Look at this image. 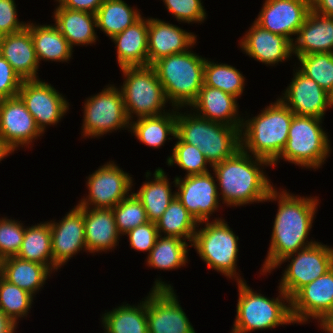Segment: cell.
<instances>
[{"mask_svg": "<svg viewBox=\"0 0 333 333\" xmlns=\"http://www.w3.org/2000/svg\"><path fill=\"white\" fill-rule=\"evenodd\" d=\"M318 197L299 195L273 188L265 202H278L269 250L260 274L269 273L284 257L296 253L317 241H308L314 216L318 211Z\"/></svg>", "mask_w": 333, "mask_h": 333, "instance_id": "1", "label": "cell"}, {"mask_svg": "<svg viewBox=\"0 0 333 333\" xmlns=\"http://www.w3.org/2000/svg\"><path fill=\"white\" fill-rule=\"evenodd\" d=\"M253 157V158H252ZM255 159V160H253ZM263 166V168H262ZM272 164L246 153L241 148L231 157L212 166L217 180L220 199L232 207L265 202L275 187L261 169ZM261 167V168H260Z\"/></svg>", "mask_w": 333, "mask_h": 333, "instance_id": "2", "label": "cell"}, {"mask_svg": "<svg viewBox=\"0 0 333 333\" xmlns=\"http://www.w3.org/2000/svg\"><path fill=\"white\" fill-rule=\"evenodd\" d=\"M294 113L278 98L257 116L242 121L240 148L271 164L282 153Z\"/></svg>", "mask_w": 333, "mask_h": 333, "instance_id": "3", "label": "cell"}, {"mask_svg": "<svg viewBox=\"0 0 333 333\" xmlns=\"http://www.w3.org/2000/svg\"><path fill=\"white\" fill-rule=\"evenodd\" d=\"M179 109L176 108V135L184 143L196 146L210 167L240 149V130L237 127L209 121L194 112L188 113V110L183 114Z\"/></svg>", "mask_w": 333, "mask_h": 333, "instance_id": "4", "label": "cell"}, {"mask_svg": "<svg viewBox=\"0 0 333 333\" xmlns=\"http://www.w3.org/2000/svg\"><path fill=\"white\" fill-rule=\"evenodd\" d=\"M206 58L190 50L155 61V69L168 103L173 108H187L196 99L204 84Z\"/></svg>", "mask_w": 333, "mask_h": 333, "instance_id": "5", "label": "cell"}, {"mask_svg": "<svg viewBox=\"0 0 333 333\" xmlns=\"http://www.w3.org/2000/svg\"><path fill=\"white\" fill-rule=\"evenodd\" d=\"M237 285V313L231 333H248L295 324L291 314L290 298L282 289H278V297L268 298L254 292L246 281H239Z\"/></svg>", "mask_w": 333, "mask_h": 333, "instance_id": "6", "label": "cell"}, {"mask_svg": "<svg viewBox=\"0 0 333 333\" xmlns=\"http://www.w3.org/2000/svg\"><path fill=\"white\" fill-rule=\"evenodd\" d=\"M322 120L294 114L286 145L272 166L275 167L283 159L302 168L322 167L331 152L330 140L322 129Z\"/></svg>", "mask_w": 333, "mask_h": 333, "instance_id": "7", "label": "cell"}, {"mask_svg": "<svg viewBox=\"0 0 333 333\" xmlns=\"http://www.w3.org/2000/svg\"><path fill=\"white\" fill-rule=\"evenodd\" d=\"M204 223V227L196 230L190 247L195 248L209 269H214L227 278L235 279L236 282L245 281L236 272L239 237L222 218L198 224Z\"/></svg>", "mask_w": 333, "mask_h": 333, "instance_id": "8", "label": "cell"}, {"mask_svg": "<svg viewBox=\"0 0 333 333\" xmlns=\"http://www.w3.org/2000/svg\"><path fill=\"white\" fill-rule=\"evenodd\" d=\"M120 69L124 76L120 90L130 122L133 121L135 114L134 117L140 118L166 113L164 108L168 101L156 71L151 65Z\"/></svg>", "mask_w": 333, "mask_h": 333, "instance_id": "9", "label": "cell"}, {"mask_svg": "<svg viewBox=\"0 0 333 333\" xmlns=\"http://www.w3.org/2000/svg\"><path fill=\"white\" fill-rule=\"evenodd\" d=\"M82 136L102 137L117 130L130 129V121L124 107L120 88L110 84L96 95L88 97L84 103Z\"/></svg>", "mask_w": 333, "mask_h": 333, "instance_id": "10", "label": "cell"}, {"mask_svg": "<svg viewBox=\"0 0 333 333\" xmlns=\"http://www.w3.org/2000/svg\"><path fill=\"white\" fill-rule=\"evenodd\" d=\"M284 262H290V264L284 270L278 288L291 298L300 288L324 275L333 267V247L317 241L309 247L284 257L269 273Z\"/></svg>", "mask_w": 333, "mask_h": 333, "instance_id": "11", "label": "cell"}, {"mask_svg": "<svg viewBox=\"0 0 333 333\" xmlns=\"http://www.w3.org/2000/svg\"><path fill=\"white\" fill-rule=\"evenodd\" d=\"M147 296L148 333H196L171 284L160 278Z\"/></svg>", "mask_w": 333, "mask_h": 333, "instance_id": "12", "label": "cell"}, {"mask_svg": "<svg viewBox=\"0 0 333 333\" xmlns=\"http://www.w3.org/2000/svg\"><path fill=\"white\" fill-rule=\"evenodd\" d=\"M88 196L77 204L79 207L112 209L132 193L133 178L113 161L100 166L87 178Z\"/></svg>", "mask_w": 333, "mask_h": 333, "instance_id": "13", "label": "cell"}, {"mask_svg": "<svg viewBox=\"0 0 333 333\" xmlns=\"http://www.w3.org/2000/svg\"><path fill=\"white\" fill-rule=\"evenodd\" d=\"M18 96L42 133L48 125H57L69 109L66 98L51 84L40 79L23 80Z\"/></svg>", "mask_w": 333, "mask_h": 333, "instance_id": "14", "label": "cell"}, {"mask_svg": "<svg viewBox=\"0 0 333 333\" xmlns=\"http://www.w3.org/2000/svg\"><path fill=\"white\" fill-rule=\"evenodd\" d=\"M214 178L210 172L174 178V187L178 188L176 198L198 223L209 221L219 205L221 207L217 180Z\"/></svg>", "mask_w": 333, "mask_h": 333, "instance_id": "15", "label": "cell"}, {"mask_svg": "<svg viewBox=\"0 0 333 333\" xmlns=\"http://www.w3.org/2000/svg\"><path fill=\"white\" fill-rule=\"evenodd\" d=\"M294 323H308L316 319L321 323L333 313V267L311 283L300 288L291 298Z\"/></svg>", "mask_w": 333, "mask_h": 333, "instance_id": "16", "label": "cell"}, {"mask_svg": "<svg viewBox=\"0 0 333 333\" xmlns=\"http://www.w3.org/2000/svg\"><path fill=\"white\" fill-rule=\"evenodd\" d=\"M295 70L292 81L282 93L284 96L279 99L295 115L323 119L326 110L333 107V96L298 68Z\"/></svg>", "mask_w": 333, "mask_h": 333, "instance_id": "17", "label": "cell"}, {"mask_svg": "<svg viewBox=\"0 0 333 333\" xmlns=\"http://www.w3.org/2000/svg\"><path fill=\"white\" fill-rule=\"evenodd\" d=\"M0 136L13 151L43 136L19 96L0 100Z\"/></svg>", "mask_w": 333, "mask_h": 333, "instance_id": "18", "label": "cell"}, {"mask_svg": "<svg viewBox=\"0 0 333 333\" xmlns=\"http://www.w3.org/2000/svg\"><path fill=\"white\" fill-rule=\"evenodd\" d=\"M53 271L65 265L80 251L86 250L83 207L74 206L59 222L49 221ZM85 249V250H84Z\"/></svg>", "mask_w": 333, "mask_h": 333, "instance_id": "19", "label": "cell"}, {"mask_svg": "<svg viewBox=\"0 0 333 333\" xmlns=\"http://www.w3.org/2000/svg\"><path fill=\"white\" fill-rule=\"evenodd\" d=\"M310 10V0H265L255 22L293 43Z\"/></svg>", "mask_w": 333, "mask_h": 333, "instance_id": "20", "label": "cell"}, {"mask_svg": "<svg viewBox=\"0 0 333 333\" xmlns=\"http://www.w3.org/2000/svg\"><path fill=\"white\" fill-rule=\"evenodd\" d=\"M197 35L161 19L148 18V66L158 59L194 47Z\"/></svg>", "mask_w": 333, "mask_h": 333, "instance_id": "21", "label": "cell"}, {"mask_svg": "<svg viewBox=\"0 0 333 333\" xmlns=\"http://www.w3.org/2000/svg\"><path fill=\"white\" fill-rule=\"evenodd\" d=\"M239 42L240 49L249 57L269 66L288 60L292 55V43L283 35L272 33L255 21Z\"/></svg>", "mask_w": 333, "mask_h": 333, "instance_id": "22", "label": "cell"}, {"mask_svg": "<svg viewBox=\"0 0 333 333\" xmlns=\"http://www.w3.org/2000/svg\"><path fill=\"white\" fill-rule=\"evenodd\" d=\"M237 99L220 89L203 84L189 108L209 121L237 127L241 130L243 118L238 115Z\"/></svg>", "mask_w": 333, "mask_h": 333, "instance_id": "23", "label": "cell"}, {"mask_svg": "<svg viewBox=\"0 0 333 333\" xmlns=\"http://www.w3.org/2000/svg\"><path fill=\"white\" fill-rule=\"evenodd\" d=\"M292 43L296 57L314 53H333V17L308 13Z\"/></svg>", "mask_w": 333, "mask_h": 333, "instance_id": "24", "label": "cell"}, {"mask_svg": "<svg viewBox=\"0 0 333 333\" xmlns=\"http://www.w3.org/2000/svg\"><path fill=\"white\" fill-rule=\"evenodd\" d=\"M83 220L87 252H107L119 244L121 234L112 209L83 207Z\"/></svg>", "mask_w": 333, "mask_h": 333, "instance_id": "25", "label": "cell"}, {"mask_svg": "<svg viewBox=\"0 0 333 333\" xmlns=\"http://www.w3.org/2000/svg\"><path fill=\"white\" fill-rule=\"evenodd\" d=\"M1 56L22 80L39 79L37 71L40 64L27 26L19 32L2 37Z\"/></svg>", "mask_w": 333, "mask_h": 333, "instance_id": "26", "label": "cell"}, {"mask_svg": "<svg viewBox=\"0 0 333 333\" xmlns=\"http://www.w3.org/2000/svg\"><path fill=\"white\" fill-rule=\"evenodd\" d=\"M148 18L140 17L111 38L116 46L119 68L148 66Z\"/></svg>", "mask_w": 333, "mask_h": 333, "instance_id": "27", "label": "cell"}, {"mask_svg": "<svg viewBox=\"0 0 333 333\" xmlns=\"http://www.w3.org/2000/svg\"><path fill=\"white\" fill-rule=\"evenodd\" d=\"M56 7L52 18L72 48L75 45H95L98 39L95 32V28H97L96 14L70 10L60 4Z\"/></svg>", "mask_w": 333, "mask_h": 333, "instance_id": "28", "label": "cell"}, {"mask_svg": "<svg viewBox=\"0 0 333 333\" xmlns=\"http://www.w3.org/2000/svg\"><path fill=\"white\" fill-rule=\"evenodd\" d=\"M52 271L40 263L27 261L17 256L0 261V275L8 282L26 290L35 297Z\"/></svg>", "mask_w": 333, "mask_h": 333, "instance_id": "29", "label": "cell"}, {"mask_svg": "<svg viewBox=\"0 0 333 333\" xmlns=\"http://www.w3.org/2000/svg\"><path fill=\"white\" fill-rule=\"evenodd\" d=\"M27 27L30 29L39 63L41 60L63 63L71 59L73 48L54 23L36 25L28 22Z\"/></svg>", "mask_w": 333, "mask_h": 333, "instance_id": "30", "label": "cell"}, {"mask_svg": "<svg viewBox=\"0 0 333 333\" xmlns=\"http://www.w3.org/2000/svg\"><path fill=\"white\" fill-rule=\"evenodd\" d=\"M153 178L145 181L139 190L133 193L144 206L148 220L156 223L176 196V192H171V184L162 168L155 170Z\"/></svg>", "mask_w": 333, "mask_h": 333, "instance_id": "31", "label": "cell"}, {"mask_svg": "<svg viewBox=\"0 0 333 333\" xmlns=\"http://www.w3.org/2000/svg\"><path fill=\"white\" fill-rule=\"evenodd\" d=\"M168 111L158 116L137 118L136 121L130 122L128 131L133 133L139 142L154 149L159 148L165 144L166 140L176 136V108L171 112ZM170 135L173 137L170 138Z\"/></svg>", "mask_w": 333, "mask_h": 333, "instance_id": "32", "label": "cell"}, {"mask_svg": "<svg viewBox=\"0 0 333 333\" xmlns=\"http://www.w3.org/2000/svg\"><path fill=\"white\" fill-rule=\"evenodd\" d=\"M137 306L123 304L102 314L104 333H148L147 297Z\"/></svg>", "mask_w": 333, "mask_h": 333, "instance_id": "33", "label": "cell"}, {"mask_svg": "<svg viewBox=\"0 0 333 333\" xmlns=\"http://www.w3.org/2000/svg\"><path fill=\"white\" fill-rule=\"evenodd\" d=\"M17 257L46 265L53 272L51 230L48 221L25 228L22 246Z\"/></svg>", "mask_w": 333, "mask_h": 333, "instance_id": "34", "label": "cell"}, {"mask_svg": "<svg viewBox=\"0 0 333 333\" xmlns=\"http://www.w3.org/2000/svg\"><path fill=\"white\" fill-rule=\"evenodd\" d=\"M189 246L186 240L159 235L147 256L146 264L163 271L181 268L188 263Z\"/></svg>", "mask_w": 333, "mask_h": 333, "instance_id": "35", "label": "cell"}, {"mask_svg": "<svg viewBox=\"0 0 333 333\" xmlns=\"http://www.w3.org/2000/svg\"><path fill=\"white\" fill-rule=\"evenodd\" d=\"M140 17V11L130 7L123 0H104L96 13L97 29L99 28L111 39L130 27Z\"/></svg>", "mask_w": 333, "mask_h": 333, "instance_id": "36", "label": "cell"}, {"mask_svg": "<svg viewBox=\"0 0 333 333\" xmlns=\"http://www.w3.org/2000/svg\"><path fill=\"white\" fill-rule=\"evenodd\" d=\"M156 226L159 235L163 236L164 234V236L188 240L191 245L194 234L200 225L175 196L156 222Z\"/></svg>", "mask_w": 333, "mask_h": 333, "instance_id": "37", "label": "cell"}, {"mask_svg": "<svg viewBox=\"0 0 333 333\" xmlns=\"http://www.w3.org/2000/svg\"><path fill=\"white\" fill-rule=\"evenodd\" d=\"M204 85L241 97L245 87V77L234 66L206 59L204 65Z\"/></svg>", "mask_w": 333, "mask_h": 333, "instance_id": "38", "label": "cell"}, {"mask_svg": "<svg viewBox=\"0 0 333 333\" xmlns=\"http://www.w3.org/2000/svg\"><path fill=\"white\" fill-rule=\"evenodd\" d=\"M33 298L32 294L8 282L0 275V311L13 323L17 325L19 318L27 317Z\"/></svg>", "mask_w": 333, "mask_h": 333, "instance_id": "39", "label": "cell"}, {"mask_svg": "<svg viewBox=\"0 0 333 333\" xmlns=\"http://www.w3.org/2000/svg\"><path fill=\"white\" fill-rule=\"evenodd\" d=\"M297 58L298 69L333 96V53H314Z\"/></svg>", "mask_w": 333, "mask_h": 333, "instance_id": "40", "label": "cell"}, {"mask_svg": "<svg viewBox=\"0 0 333 333\" xmlns=\"http://www.w3.org/2000/svg\"><path fill=\"white\" fill-rule=\"evenodd\" d=\"M174 138L177 141L172 149V155L167 158V165L173 167L176 164L186 171L185 176L209 172L207 165L210 163L196 146L184 143L177 135Z\"/></svg>", "mask_w": 333, "mask_h": 333, "instance_id": "41", "label": "cell"}, {"mask_svg": "<svg viewBox=\"0 0 333 333\" xmlns=\"http://www.w3.org/2000/svg\"><path fill=\"white\" fill-rule=\"evenodd\" d=\"M118 232L126 235L128 231L149 222L141 201L132 192L112 208Z\"/></svg>", "mask_w": 333, "mask_h": 333, "instance_id": "42", "label": "cell"}, {"mask_svg": "<svg viewBox=\"0 0 333 333\" xmlns=\"http://www.w3.org/2000/svg\"><path fill=\"white\" fill-rule=\"evenodd\" d=\"M20 221L2 217L0 219V261L17 256L21 249L25 226Z\"/></svg>", "mask_w": 333, "mask_h": 333, "instance_id": "43", "label": "cell"}, {"mask_svg": "<svg viewBox=\"0 0 333 333\" xmlns=\"http://www.w3.org/2000/svg\"><path fill=\"white\" fill-rule=\"evenodd\" d=\"M202 0H163L168 12L179 22L202 23L207 18Z\"/></svg>", "mask_w": 333, "mask_h": 333, "instance_id": "44", "label": "cell"}, {"mask_svg": "<svg viewBox=\"0 0 333 333\" xmlns=\"http://www.w3.org/2000/svg\"><path fill=\"white\" fill-rule=\"evenodd\" d=\"M126 234L132 249L148 252V254L159 237L156 223L150 221L131 229Z\"/></svg>", "mask_w": 333, "mask_h": 333, "instance_id": "45", "label": "cell"}, {"mask_svg": "<svg viewBox=\"0 0 333 333\" xmlns=\"http://www.w3.org/2000/svg\"><path fill=\"white\" fill-rule=\"evenodd\" d=\"M22 82L13 67L0 56V100L18 96Z\"/></svg>", "mask_w": 333, "mask_h": 333, "instance_id": "46", "label": "cell"}, {"mask_svg": "<svg viewBox=\"0 0 333 333\" xmlns=\"http://www.w3.org/2000/svg\"><path fill=\"white\" fill-rule=\"evenodd\" d=\"M15 0H0V33L2 36L23 30L27 23L17 17Z\"/></svg>", "mask_w": 333, "mask_h": 333, "instance_id": "47", "label": "cell"}, {"mask_svg": "<svg viewBox=\"0 0 333 333\" xmlns=\"http://www.w3.org/2000/svg\"><path fill=\"white\" fill-rule=\"evenodd\" d=\"M62 7L70 10L84 11L96 14L104 0H55Z\"/></svg>", "mask_w": 333, "mask_h": 333, "instance_id": "48", "label": "cell"}, {"mask_svg": "<svg viewBox=\"0 0 333 333\" xmlns=\"http://www.w3.org/2000/svg\"><path fill=\"white\" fill-rule=\"evenodd\" d=\"M310 8L318 14L333 17V0H310Z\"/></svg>", "mask_w": 333, "mask_h": 333, "instance_id": "49", "label": "cell"}, {"mask_svg": "<svg viewBox=\"0 0 333 333\" xmlns=\"http://www.w3.org/2000/svg\"><path fill=\"white\" fill-rule=\"evenodd\" d=\"M17 326L2 311H0V333H15Z\"/></svg>", "mask_w": 333, "mask_h": 333, "instance_id": "50", "label": "cell"}, {"mask_svg": "<svg viewBox=\"0 0 333 333\" xmlns=\"http://www.w3.org/2000/svg\"><path fill=\"white\" fill-rule=\"evenodd\" d=\"M319 325L326 333H333V313L329 314Z\"/></svg>", "mask_w": 333, "mask_h": 333, "instance_id": "51", "label": "cell"}, {"mask_svg": "<svg viewBox=\"0 0 333 333\" xmlns=\"http://www.w3.org/2000/svg\"><path fill=\"white\" fill-rule=\"evenodd\" d=\"M12 153H14V151L3 141L2 137L0 136V161Z\"/></svg>", "mask_w": 333, "mask_h": 333, "instance_id": "52", "label": "cell"}, {"mask_svg": "<svg viewBox=\"0 0 333 333\" xmlns=\"http://www.w3.org/2000/svg\"><path fill=\"white\" fill-rule=\"evenodd\" d=\"M1 43H2V40H0V56H1Z\"/></svg>", "mask_w": 333, "mask_h": 333, "instance_id": "53", "label": "cell"}]
</instances>
